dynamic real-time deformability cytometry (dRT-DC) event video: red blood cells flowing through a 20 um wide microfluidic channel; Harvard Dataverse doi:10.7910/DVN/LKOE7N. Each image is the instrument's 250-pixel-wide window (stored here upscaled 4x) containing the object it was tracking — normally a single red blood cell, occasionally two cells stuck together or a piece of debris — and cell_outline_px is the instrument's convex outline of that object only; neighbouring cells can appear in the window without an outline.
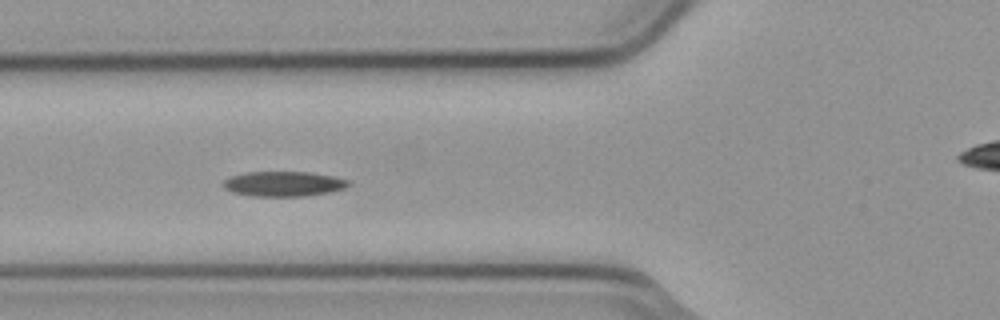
{"species": "common noctule bat (a hibernating species)", "species_latin": "Nyctalus noctula", "temperature_condition": "cold", "stored_images_in_passage": 10, "camera_frame_rate_fps": 3000, "um_per_image_px": 0.085, "animal": {"sex": "male", "body_mass_g": 23.1, "forearm_length_mm": 52.7}, "frame": {"image": 1, "passage_image": 6, "time_ms": 1.667, "image_size_px": [1000, 320], "cell_outline_px": [[352, 184], [344, 188], [328, 192], [304, 196], [252, 196], [232, 192], [224, 188], [224, 180], [232, 176], [248, 172], [312, 172], [332, 176], [348, 180]], "centroid_in_image_um": [24.12, 15.62], "position_along_channel_um": 101.7, "area_um2": 18.09}}
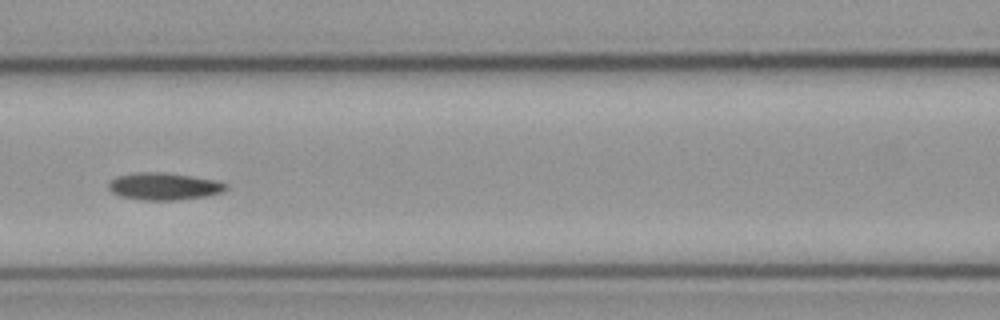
{"frame": {"image": 2, "passage_image": 7, "time_ms": 2.0, "image_size_px": [1000, 320], "cell_outline_px": [[228, 188], [224, 192], [204, 196], [180, 200], [140, 200], [120, 196], [112, 192], [108, 188], [108, 184], [116, 176], [136, 172], [160, 172], [216, 180], [228, 184]], "centroid_in_image_um": [13.93, 15.85], "position_along_channel_um": 152.7, "area_um2": 18.61}}
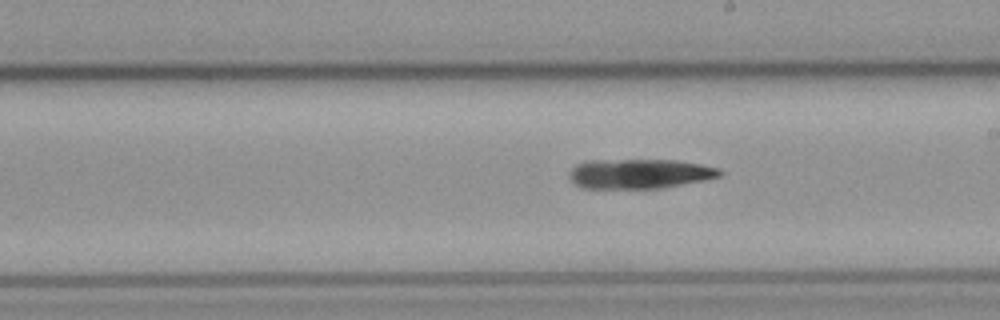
{"frame": {"image": 3, "passage_image": 10, "time_ms": 3.0, "image_size_px": [1000, 320], "cell_outline_px": [[724, 172], [720, 176], [704, 180], [660, 188], [580, 188], [568, 176], [568, 172], [576, 164], [584, 160], [676, 160], [700, 164], [720, 168]], "centroid_in_image_um": [54.34, 14.76], "position_along_channel_um": 234.7, "area_um2": 26.13}}